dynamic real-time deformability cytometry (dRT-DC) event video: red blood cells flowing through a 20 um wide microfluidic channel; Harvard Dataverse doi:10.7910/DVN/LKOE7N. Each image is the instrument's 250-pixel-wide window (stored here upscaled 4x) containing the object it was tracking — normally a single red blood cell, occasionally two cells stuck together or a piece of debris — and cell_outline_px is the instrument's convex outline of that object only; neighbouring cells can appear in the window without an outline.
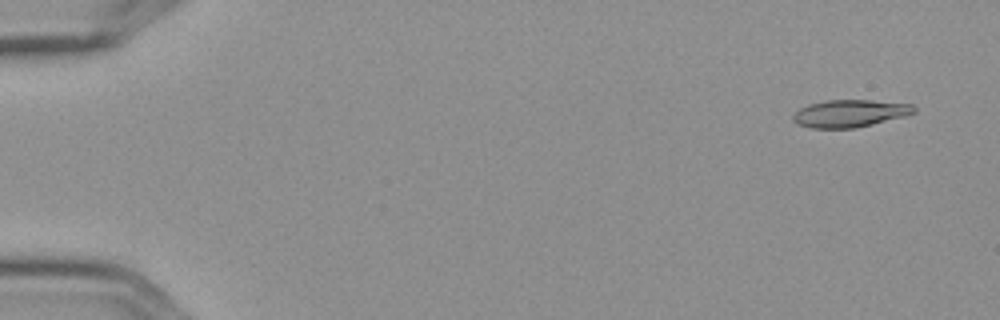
{"species": "Egyptian fruit bat (a non-hibernating species)", "species_latin": "Rousettus aegyptiacus", "temperature_condition": "cold", "stored_images_in_passage": 5, "camera_frame_rate_fps": 3000, "um_per_image_px": 0.085, "frame": {"image": 1, "passage_image": 1, "time_ms": 0.0, "image_size_px": [1000, 320], "cell_outline_px": [[916, 112], [904, 116], [856, 128], [812, 128], [796, 124], [792, 120], [792, 116], [800, 108], [808, 104], [824, 100], [872, 100], [912, 104], [916, 108]], "centroid_in_image_um": [72.22, 9.63], "position_along_channel_um": 12.8, "area_um2": 19.36}}
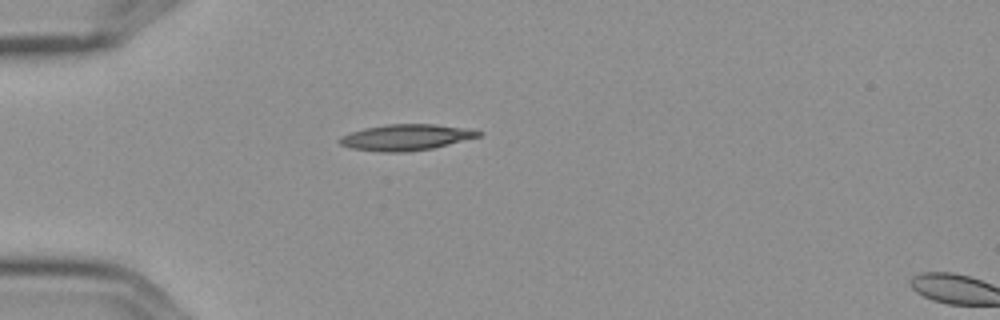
{"frame": {"image": 2, "passage_image": 4, "time_ms": 1.0, "image_size_px": [1000, 320], "cell_outline_px": [[484, 132], [480, 136], [432, 148], [404, 152], [380, 152], [352, 148], [340, 144], [336, 140], [340, 136], [364, 128], [388, 124], [432, 124], [468, 128]], "centroid_in_image_um": [34.49, 11.67], "position_along_channel_um": 50.5, "area_um2": 20.98}}